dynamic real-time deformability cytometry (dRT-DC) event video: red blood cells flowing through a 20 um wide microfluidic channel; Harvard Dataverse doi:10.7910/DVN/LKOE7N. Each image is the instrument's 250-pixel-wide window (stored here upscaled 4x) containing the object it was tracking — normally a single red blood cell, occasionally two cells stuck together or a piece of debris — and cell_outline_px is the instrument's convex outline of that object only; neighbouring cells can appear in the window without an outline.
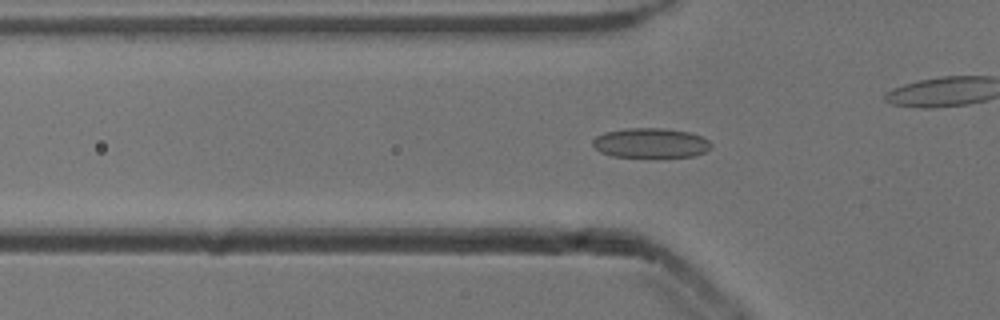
{"species": "common noctule bat (a hibernating species)", "species_latin": "Nyctalus noctula", "temperature_condition": "cold", "stored_images_in_passage": 54, "camera_frame_rate_fps": 3000, "um_per_image_px": 0.085, "animal": {"sex": "male", "body_mass_g": 13.3}, "frame": {"image": 1, "passage_image": 17, "time_ms": 5.333, "image_size_px": [1000, 320], "cell_outline_px": [[712, 144], [704, 152], [692, 156], [612, 156], [600, 152], [592, 144], [592, 140], [596, 136], [604, 132], [628, 128], [664, 128], [692, 132], [708, 140]], "centroid_in_image_um": [55.28, 12.13], "position_along_channel_um": 70.5, "area_um2": 20.29}}
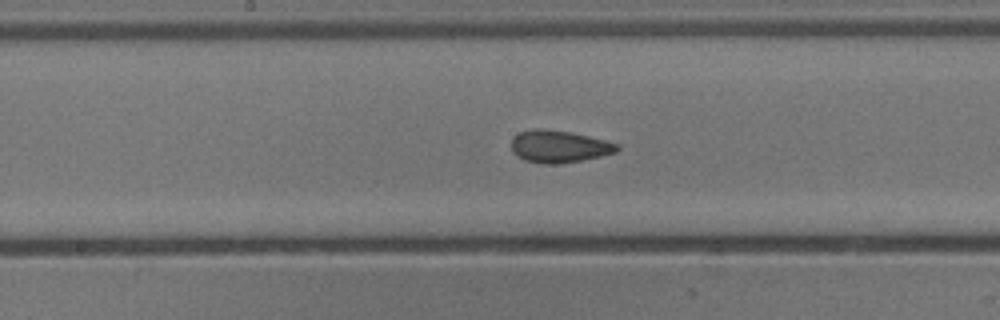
{"frame": {"image": 2, "passage_image": 27, "time_ms": 8.667, "image_size_px": [1000, 320], "cell_outline_px": [[620, 148], [616, 152], [600, 156], [580, 160], [556, 164], [544, 164], [524, 160], [512, 152], [512, 136], [520, 132], [536, 128], [544, 128], [568, 132], [588, 136], [620, 144]], "centroid_in_image_um": [47.5, 12.44], "position_along_channel_um": 200.7, "area_um2": 19.77}}
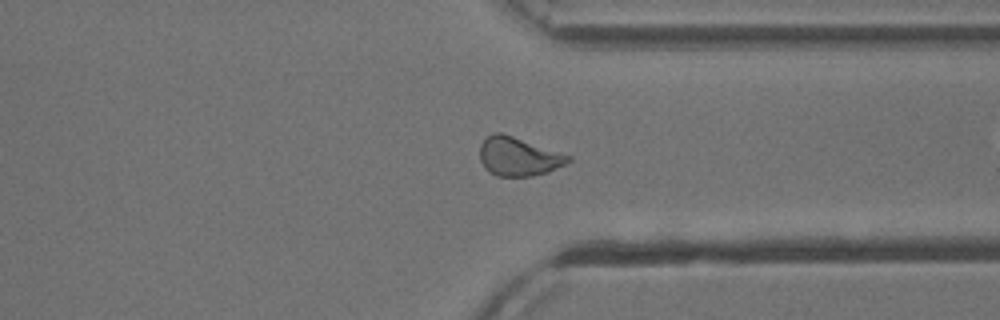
{"frame": {"image": 3, "passage_image": 40, "time_ms": 13.0, "image_size_px": [1000, 320], "cell_outline_px": [[572, 160], [548, 172], [532, 176], [496, 176], [488, 172], [484, 168], [480, 160], [480, 144], [492, 132], [500, 132], [572, 156]], "centroid_in_image_um": [44.04, 13.31], "position_along_channel_um": 367.4, "area_um2": 19.88}, "authors_computed_cell_mechanics": {"area_um2": 20.0566, "velocity_mm_per_s": 3.8697, "shape_relaxation_time_tau1_ms": 7.1347, "shape_relaxation_time_tau2_ms": 1.2993, "deformation_change_tau1": 0.1317, "deformation_change_tau2": 0.0485}}